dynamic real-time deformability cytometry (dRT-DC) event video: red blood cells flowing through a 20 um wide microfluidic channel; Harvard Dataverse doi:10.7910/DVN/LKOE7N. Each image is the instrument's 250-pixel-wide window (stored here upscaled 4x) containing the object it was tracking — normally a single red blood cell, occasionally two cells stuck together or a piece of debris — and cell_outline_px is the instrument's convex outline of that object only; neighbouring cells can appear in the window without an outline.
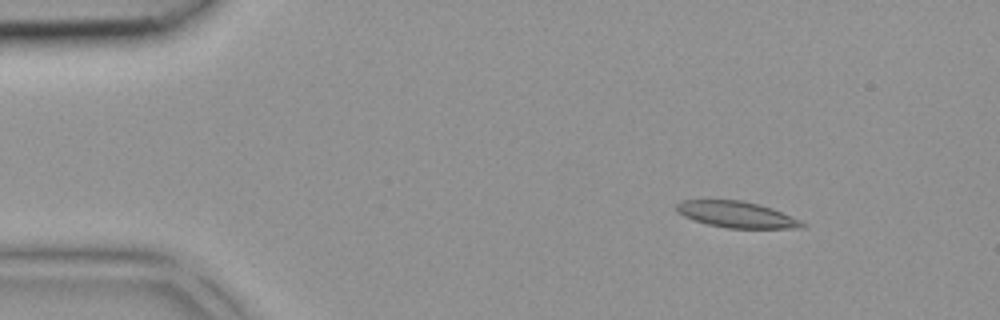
{"species": "common noctule bat (a hibernating species)", "species_latin": "Nyctalus noctula", "temperature_condition": "room temperature", "stored_images_in_passage": 37, "camera_frame_rate_fps": 3000, "um_per_image_px": 0.085, "animal": {"sex": "female", "body_mass_g": 18.4}, "frame": {"image": 1, "passage_image": 1, "time_ms": 0.0, "image_size_px": [1000, 320], "cell_outline_px": [[808, 224], [804, 228], [728, 228], [708, 224], [684, 216], [676, 208], [676, 204], [684, 200], [744, 200], [760, 204], [772, 208], [800, 220]], "centroid_in_image_um": [62.67, 18.23], "position_along_channel_um": 22.3, "area_um2": 19.07}}
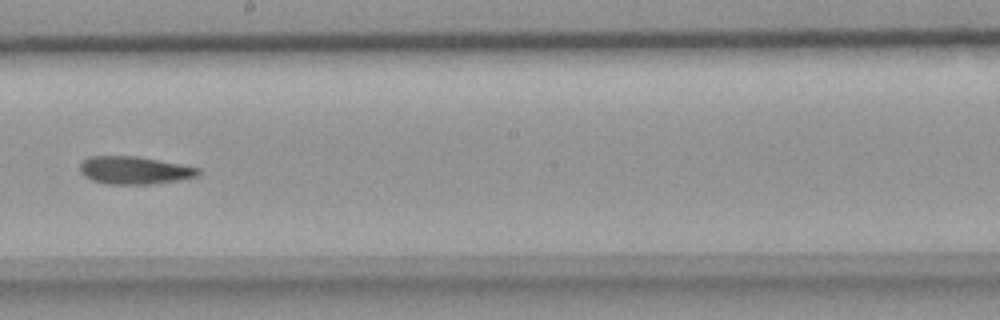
{"frame": {"image": 2, "passage_image": 19, "time_ms": 6.0, "image_size_px": [1000, 320], "cell_outline_px": [[200, 176], [180, 180], [152, 184], [108, 184], [92, 180], [84, 176], [80, 172], [80, 164], [88, 156], [136, 156], [180, 164], [200, 168]], "centroid_in_image_um": [11.44, 14.48], "position_along_channel_um": 236.8, "area_um2": 19.19}}
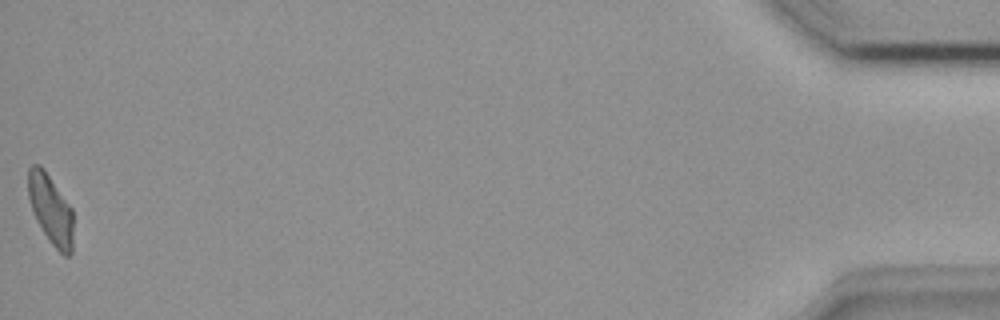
{"frame": {"image": 3, "passage_image": 37, "time_ms": 12.0, "image_size_px": [1000, 320], "cell_outline_px": [[72, 252], [68, 256], [64, 256], [52, 244], [36, 220], [28, 196], [28, 168], [32, 164], [40, 164], [44, 168], [72, 208]], "centroid_in_image_um": [4.3, 17.76], "position_along_channel_um": 430.9, "area_um2": 18.15}}